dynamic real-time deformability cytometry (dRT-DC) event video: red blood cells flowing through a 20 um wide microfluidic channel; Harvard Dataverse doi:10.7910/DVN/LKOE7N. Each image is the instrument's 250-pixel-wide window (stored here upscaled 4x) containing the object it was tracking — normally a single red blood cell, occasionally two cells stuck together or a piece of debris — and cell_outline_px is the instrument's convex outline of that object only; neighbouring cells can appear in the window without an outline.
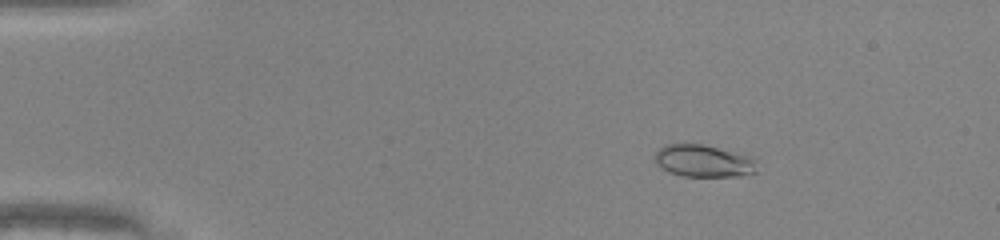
{"species": "common noctule bat (a hibernating species)", "species_latin": "Nyctalus noctula", "temperature_condition": "warm", "stored_images_in_passage": 50, "camera_frame_rate_fps": 3000, "um_per_image_px": 0.085, "animal": {"sex": "male", "body_mass_g": 20.0, "forearm_length_mm": 53.3}, "frame": {"image": 1, "passage_image": 9, "time_ms": 2.667, "image_size_px": [1000, 240], "cell_outline_px": [[756, 172], [740, 176], [684, 176], [668, 172], [656, 164], [656, 152], [664, 144], [704, 144], [752, 156], [756, 160]], "centroid_in_image_um": [59.82, 13.67], "position_along_channel_um": 25.2, "area_um2": 19.25}}
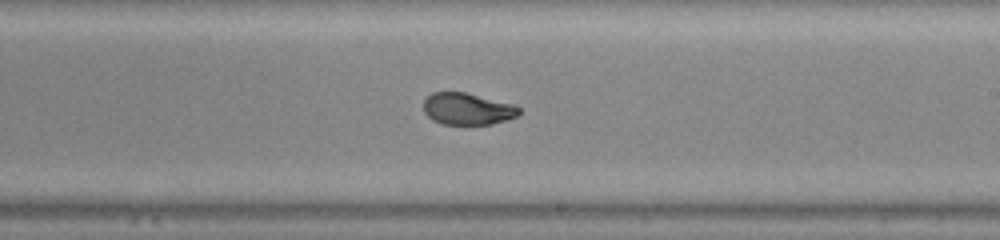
{"frame": {"image": 2, "passage_image": 31, "time_ms": 10.0, "image_size_px": [1000, 240], "cell_outline_px": [[520, 112], [516, 116], [492, 124], [444, 124], [432, 120], [424, 112], [424, 100], [432, 92], [464, 92], [512, 104], [520, 108]], "centroid_in_image_um": [39.7, 9.25], "position_along_channel_um": 249.3, "area_um2": 17.46}}
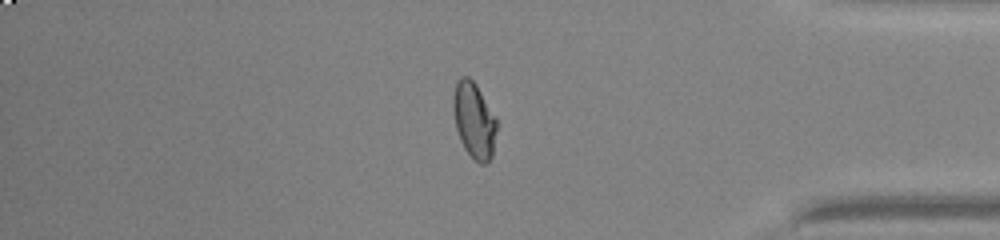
{"frame": {"image": 3, "passage_image": 43, "time_ms": 14.0, "image_size_px": [1000, 240], "cell_outline_px": [[496, 128], [492, 156], [484, 164], [480, 164], [464, 148], [460, 140], [456, 128], [452, 108], [452, 96], [456, 80], [460, 76], [468, 76], [476, 84], [496, 116]], "centroid_in_image_um": [40.27, 10.17], "position_along_channel_um": 394.9, "area_um2": 19.31}, "authors_computed_cell_mechanics": {"area_um2": 19.074, "velocity_mm_per_s": 4.2351, "shape_relaxation_time_tau1_ms": 5.808, "shape_relaxation_time_tau2_ms": null, "deformation_change_tau1": 0.2133, "deformation_change_tau2": null}}